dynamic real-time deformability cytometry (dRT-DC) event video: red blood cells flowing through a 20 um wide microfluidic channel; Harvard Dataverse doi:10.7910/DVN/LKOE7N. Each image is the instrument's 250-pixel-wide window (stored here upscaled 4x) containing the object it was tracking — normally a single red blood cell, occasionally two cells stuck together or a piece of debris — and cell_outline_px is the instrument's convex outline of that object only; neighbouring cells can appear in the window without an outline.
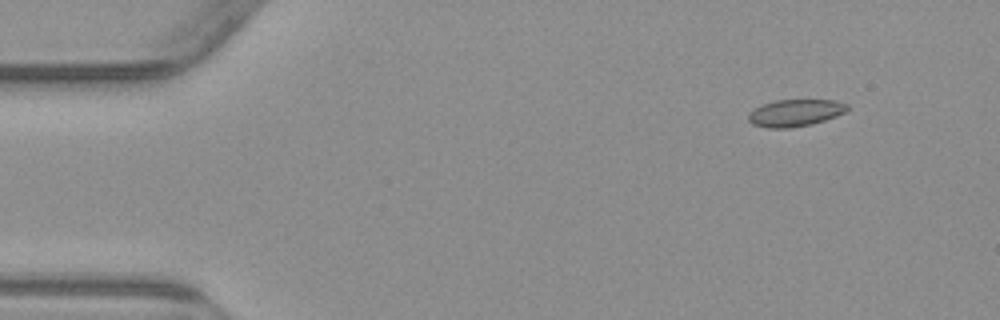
{"species": "common noctule bat (a hibernating species)", "species_latin": "Nyctalus noctula", "temperature_condition": "warm", "stored_images_in_passage": 4, "camera_frame_rate_fps": 3000, "um_per_image_px": 0.085, "animal": {"sex": "male", "body_mass_g": 23.1, "forearm_length_mm": 52.7}, "frame": {"image": 1, "passage_image": 2, "time_ms": 1.333, "image_size_px": [1000, 320], "cell_outline_px": [[848, 112], [812, 124], [788, 128], [768, 128], [752, 124], [748, 120], [748, 112], [764, 104], [776, 100], [836, 100], [848, 104]], "centroid_in_image_um": [67.61, 9.59], "position_along_channel_um": 17.4, "area_um2": 15.61}}
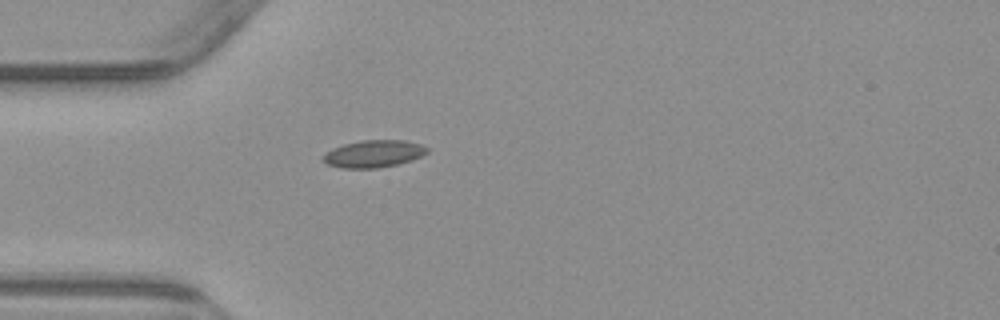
{"frame": {"image": 2, "passage_image": 4, "time_ms": 4.667, "image_size_px": [1000, 320], "cell_outline_px": [[428, 152], [412, 160], [396, 164], [376, 168], [340, 168], [328, 164], [320, 160], [320, 156], [332, 148], [344, 144], [360, 140], [404, 140], [420, 144], [428, 148]], "centroid_in_image_um": [31.7, 13.07], "position_along_channel_um": 53.3, "area_um2": 16.59}}